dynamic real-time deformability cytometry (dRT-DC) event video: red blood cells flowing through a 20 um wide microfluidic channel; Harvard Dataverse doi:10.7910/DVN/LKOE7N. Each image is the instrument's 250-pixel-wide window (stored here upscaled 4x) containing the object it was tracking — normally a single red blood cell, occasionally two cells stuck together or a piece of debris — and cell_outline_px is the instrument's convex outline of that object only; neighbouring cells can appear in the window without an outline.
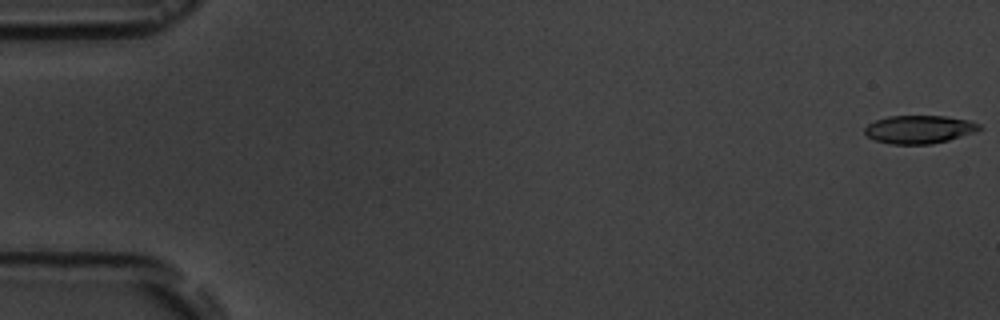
{"species": "common noctule bat (a hibernating species)", "species_latin": "Nyctalus noctula", "temperature_condition": "room temperature", "stored_images_in_passage": 11, "camera_frame_rate_fps": 3000, "um_per_image_px": 0.085, "animal": {"sex": "male", "body_mass_g": 19.5, "forearm_length_mm": 54.6}, "frame": {"image": 1, "passage_image": 1, "time_ms": 0.0, "image_size_px": [1000, 320], "cell_outline_px": [[980, 128], [972, 132], [948, 140], [932, 144], [892, 144], [876, 140], [868, 136], [864, 132], [864, 128], [868, 124], [876, 120], [888, 116], [944, 116], [972, 120], [980, 124]], "centroid_in_image_um": [78.12, 10.99], "position_along_channel_um": 6.9, "area_um2": 18.61}}
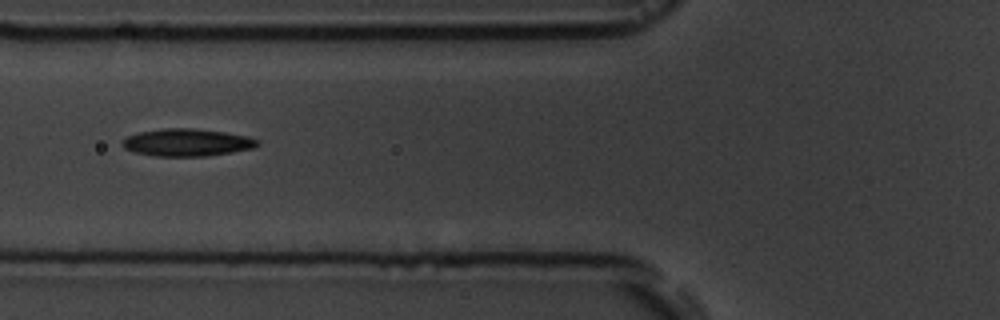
{"frame": {"image": 2, "passage_image": 7, "time_ms": 7.0, "image_size_px": [1000, 320], "cell_outline_px": [[260, 144], [256, 148], [208, 156], [156, 156], [132, 152], [124, 148], [120, 144], [120, 140], [128, 136], [140, 132], [164, 128], [192, 128], [224, 132], [248, 136], [260, 140]], "centroid_in_image_um": [15.9, 12.11], "position_along_channel_um": 109.9, "area_um2": 21.85}}
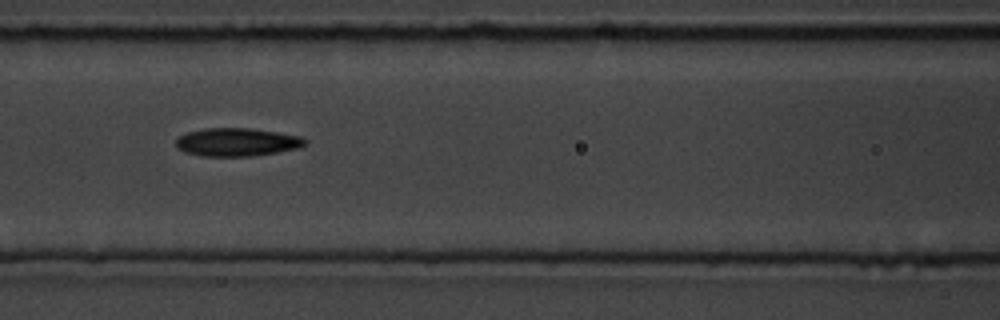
{"frame": {"image": 3, "passage_image": 8, "time_ms": 8.0, "image_size_px": [1000, 320], "cell_outline_px": [[308, 140], [300, 148], [252, 156], [200, 156], [184, 152], [176, 148], [176, 140], [180, 136], [188, 132], [204, 128], [248, 128], [276, 132], [300, 136]], "centroid_in_image_um": [20.12, 12.08], "position_along_channel_um": 146.5, "area_um2": 21.15}}